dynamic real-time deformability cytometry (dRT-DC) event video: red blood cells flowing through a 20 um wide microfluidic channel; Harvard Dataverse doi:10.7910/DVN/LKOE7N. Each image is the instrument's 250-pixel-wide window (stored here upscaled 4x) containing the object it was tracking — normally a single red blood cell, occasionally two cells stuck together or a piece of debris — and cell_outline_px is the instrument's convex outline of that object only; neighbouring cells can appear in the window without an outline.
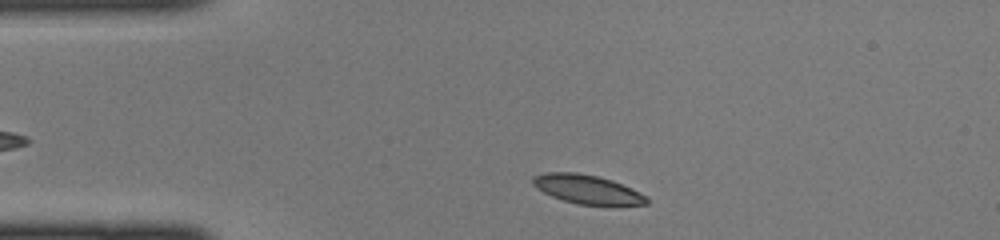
{"species": "common noctule bat (a hibernating species)", "species_latin": "Nyctalus noctula", "temperature_condition": "cold", "stored_images_in_passage": 33, "camera_frame_rate_fps": 3000, "um_per_image_px": 0.085, "animal": {"sex": "female", "body_mass_g": 22.0, "forearm_length_mm": 56.7}, "frame": {"image": 1, "passage_image": 2, "time_ms": 0.333, "image_size_px": [1000, 240], "cell_outline_px": [[648, 204], [580, 204], [564, 200], [552, 196], [536, 188], [532, 184], [532, 176], [544, 172], [576, 172], [596, 176], [612, 180], [632, 188], [648, 196]], "centroid_in_image_um": [49.89, 16.07], "position_along_channel_um": 35.1, "area_um2": 18.96}}
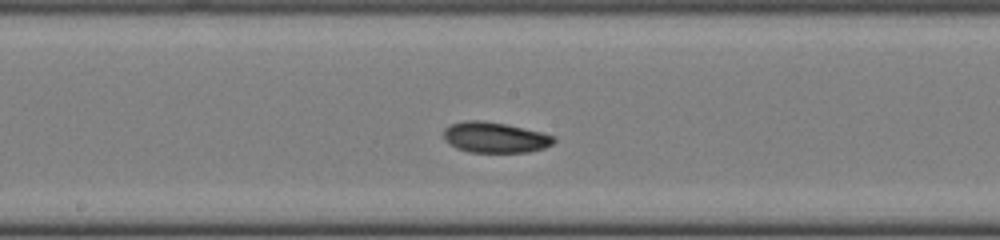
{"frame": {"image": 2, "passage_image": 16, "time_ms": 5.0, "image_size_px": [1000, 240], "cell_outline_px": [[556, 140], [552, 144], [544, 148], [528, 152], [468, 152], [456, 148], [448, 144], [444, 140], [444, 128], [452, 124], [464, 120], [484, 120], [508, 124], [556, 136]], "centroid_in_image_um": [42.06, 11.68], "position_along_channel_um": 206.1, "area_um2": 19.88}}
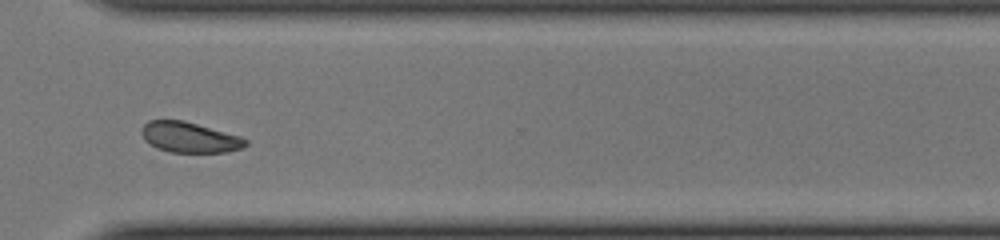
{"frame": {"image": 3, "passage_image": 26, "time_ms": 8.333, "image_size_px": [1000, 240], "cell_outline_px": [[248, 144], [244, 148], [228, 152], [168, 152], [156, 148], [144, 140], [140, 132], [140, 128], [148, 120], [184, 120], [240, 136], [248, 140]], "centroid_in_image_um": [16.1, 11.67], "position_along_channel_um": 354.5, "area_um2": 18.73}}